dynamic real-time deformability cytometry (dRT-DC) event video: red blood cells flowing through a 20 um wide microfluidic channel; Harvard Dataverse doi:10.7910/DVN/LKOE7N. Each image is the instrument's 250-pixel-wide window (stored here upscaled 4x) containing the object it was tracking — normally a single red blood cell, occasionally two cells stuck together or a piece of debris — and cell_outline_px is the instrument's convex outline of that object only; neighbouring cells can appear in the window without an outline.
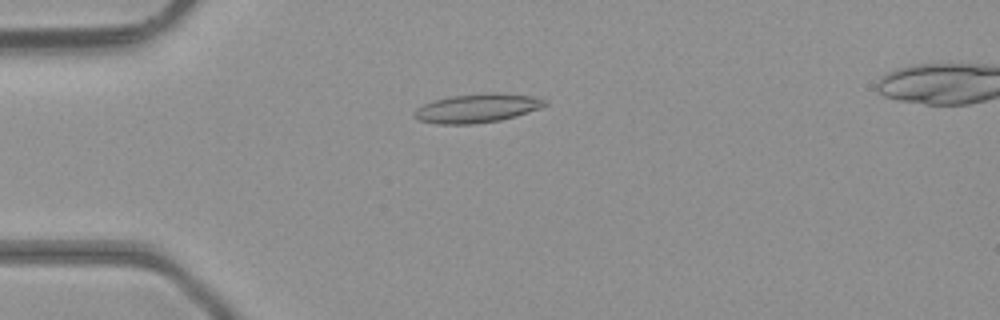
{"species": "common noctule bat (a hibernating species)", "species_latin": "Nyctalus noctula", "temperature_condition": "room temperature", "stored_images_in_passage": 36, "camera_frame_rate_fps": 3000, "um_per_image_px": 0.085, "animal": {"sex": "male", "body_mass_g": 23.1, "forearm_length_mm": 52.7}, "frame": {"image": 1, "passage_image": 2, "time_ms": 0.333, "image_size_px": [1000, 320], "cell_outline_px": [[548, 104], [540, 108], [516, 116], [500, 120], [472, 124], [436, 124], [416, 120], [412, 112], [416, 108], [424, 104], [436, 100], [452, 96], [496, 92], [532, 96], [548, 100]], "centroid_in_image_um": [40.55, 9.2], "position_along_channel_um": 44.4, "area_um2": 21.96}}
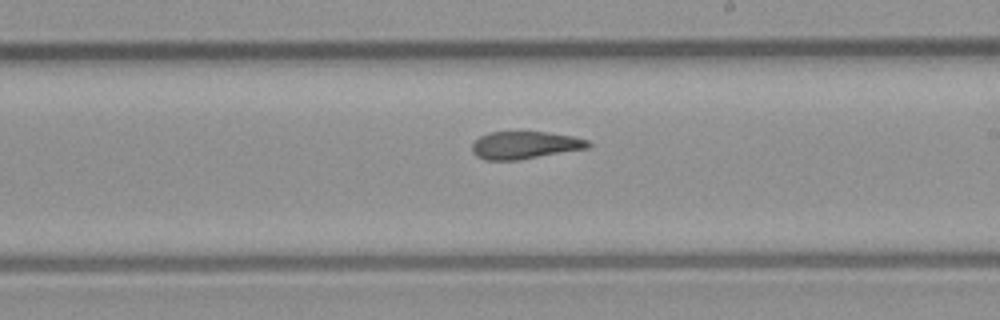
{"frame": {"image": 2, "passage_image": 17, "time_ms": 5.333, "image_size_px": [1000, 320], "cell_outline_px": [[592, 144], [588, 148], [516, 160], [484, 160], [476, 156], [472, 152], [472, 144], [480, 136], [488, 132], [544, 132], [572, 136], [588, 140]], "centroid_in_image_um": [44.58, 12.34], "position_along_channel_um": 244.4, "area_um2": 18.5}}
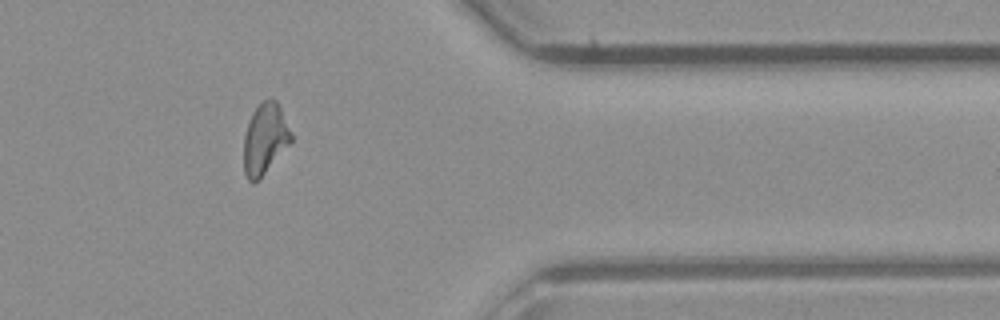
{"frame": {"image": 3, "passage_image": 28, "time_ms": 9.0, "image_size_px": [1000, 320], "cell_outline_px": [[292, 140], [260, 180], [252, 184], [248, 180], [244, 172], [244, 136], [252, 112], [264, 100], [272, 96], [276, 100], [292, 132]], "centroid_in_image_um": [22.52, 11.83], "position_along_channel_um": 388.9, "area_um2": 19.59}, "authors_computed_cell_mechanics": {"area_um2": 19.5075, "velocity_mm_per_s": 4.4444, "shape_relaxation_time_tau1_ms": null, "shape_relaxation_time_tau2_ms": 3.5676, "deformation_change_tau1": null, "deformation_change_tau2": 0.1296}}